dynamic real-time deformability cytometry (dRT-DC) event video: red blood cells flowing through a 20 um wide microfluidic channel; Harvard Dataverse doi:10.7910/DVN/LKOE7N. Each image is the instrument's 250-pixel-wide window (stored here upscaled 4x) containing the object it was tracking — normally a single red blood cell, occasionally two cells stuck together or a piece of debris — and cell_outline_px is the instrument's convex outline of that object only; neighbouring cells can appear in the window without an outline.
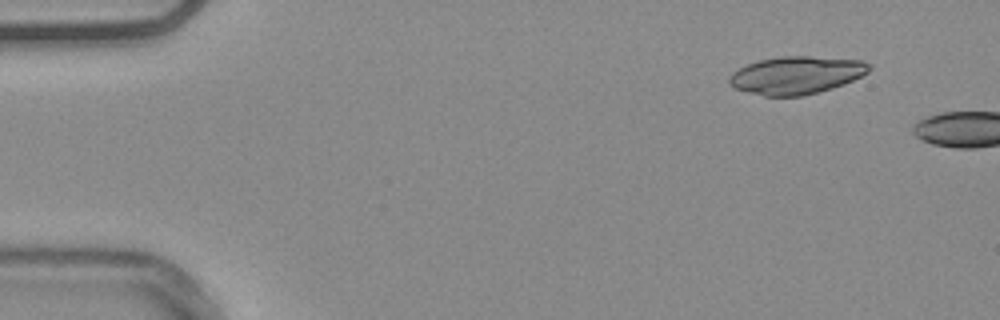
{"species": "common noctule bat (a hibernating species)", "species_latin": "Nyctalus noctula", "temperature_condition": "warm", "stored_images_in_passage": 5, "camera_frame_rate_fps": 3000, "um_per_image_px": 0.085, "animal": {"sex": "male", "body_mass_g": 20.4}, "frame": {"image": 1, "passage_image": 1, "time_ms": 0.0, "image_size_px": [1000, 320], "cell_outline_px": [[872, 68], [868, 72], [844, 84], [832, 88], [800, 96], [764, 96], [748, 92], [736, 88], [728, 84], [728, 76], [732, 72], [748, 64], [760, 60], [780, 56], [808, 56], [864, 60], [872, 64]], "centroid_in_image_um": [67.7, 6.38], "position_along_channel_um": 17.3, "area_um2": 30.75}}